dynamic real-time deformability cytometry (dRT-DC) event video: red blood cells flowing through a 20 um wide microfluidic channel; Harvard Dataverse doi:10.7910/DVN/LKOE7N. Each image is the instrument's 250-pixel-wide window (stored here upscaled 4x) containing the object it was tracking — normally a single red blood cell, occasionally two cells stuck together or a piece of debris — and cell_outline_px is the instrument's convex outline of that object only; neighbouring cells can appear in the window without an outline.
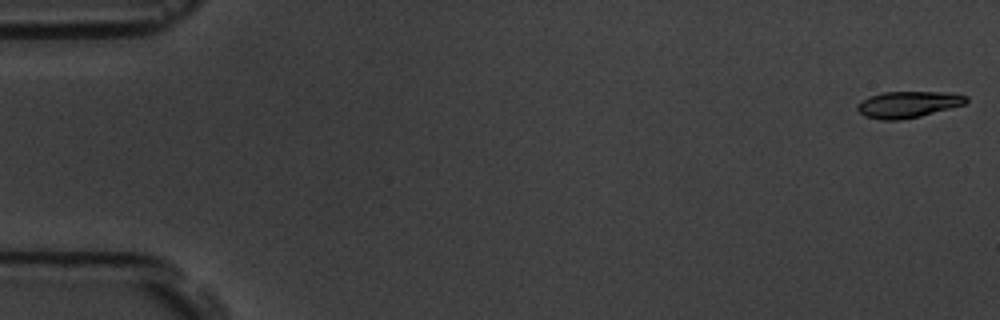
{"species": "common noctule bat (a hibernating species)", "species_latin": "Nyctalus noctula", "temperature_condition": "room temperature", "stored_images_in_passage": 6, "camera_frame_rate_fps": 3000, "um_per_image_px": 0.085, "animal": {"sex": "male", "body_mass_g": 19.5, "forearm_length_mm": 54.6}, "frame": {"image": 1, "passage_image": 1, "time_ms": 0.0, "image_size_px": [1000, 320], "cell_outline_px": [[968, 100], [964, 104], [920, 116], [900, 120], [880, 120], [864, 116], [856, 108], [856, 104], [860, 100], [868, 96], [884, 92], [940, 92], [968, 96]], "centroid_in_image_um": [77.11, 8.88], "position_along_channel_um": 7.9, "area_um2": 16.7}}
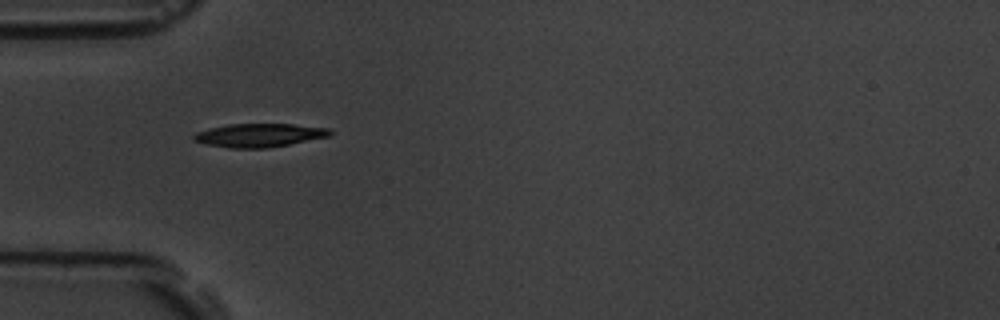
{"frame": {"image": 2, "passage_image": 5, "time_ms": 5.667, "image_size_px": [1000, 320], "cell_outline_px": [[332, 132], [328, 136], [268, 148], [228, 148], [208, 144], [192, 140], [192, 136], [196, 132], [208, 128], [228, 124], [292, 124], [332, 128]], "centroid_in_image_um": [22.01, 11.49], "position_along_channel_um": 63.0, "area_um2": 18.61}}
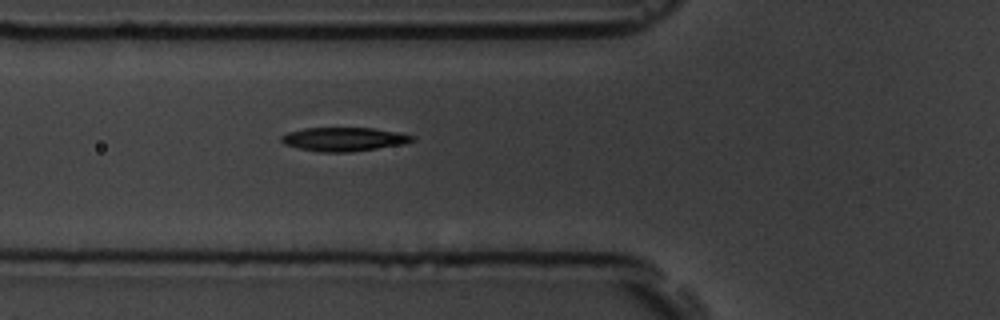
{"frame": {"image": 3, "passage_image": 6, "time_ms": 6.667, "image_size_px": [1000, 320], "cell_outline_px": [[416, 140], [404, 144], [348, 152], [320, 152], [300, 148], [284, 144], [280, 140], [280, 136], [288, 132], [304, 128], [372, 128], [400, 132], [416, 136]], "centroid_in_image_um": [29.26, 11.82], "position_along_channel_um": 96.5, "area_um2": 18.15}}